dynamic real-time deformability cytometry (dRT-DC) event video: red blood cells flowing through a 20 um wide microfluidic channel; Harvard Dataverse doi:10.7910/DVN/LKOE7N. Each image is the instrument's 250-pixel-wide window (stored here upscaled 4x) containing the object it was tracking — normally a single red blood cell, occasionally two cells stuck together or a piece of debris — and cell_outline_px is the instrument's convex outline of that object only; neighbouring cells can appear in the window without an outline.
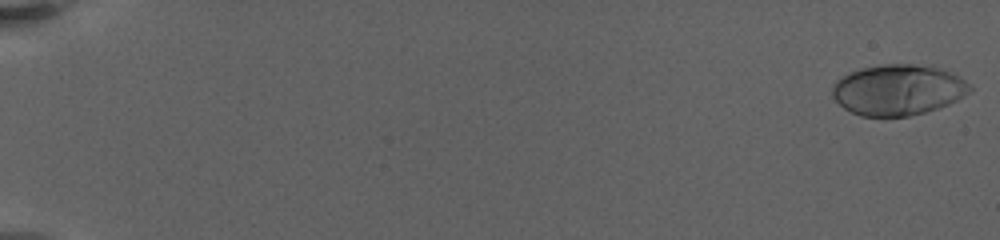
{"species": "human", "species_latin": "Homo sapiens", "temperature_condition": "warm", "stored_images_in_passage": 40, "camera_frame_rate_fps": 3000, "um_per_image_px": 0.085, "donor": {"sex": "female"}, "frame": {"image": 1, "passage_image": 1, "time_ms": 0.0, "image_size_px": [1000, 240], "cell_outline_px": [[972, 92], [948, 104], [924, 112], [908, 116], [860, 116], [844, 108], [832, 96], [832, 84], [836, 80], [848, 72], [864, 68], [884, 64], [912, 64], [936, 68], [948, 72], [972, 84]], "centroid_in_image_um": [76.31, 7.64], "position_along_channel_um": 8.7, "area_um2": 40.34}}
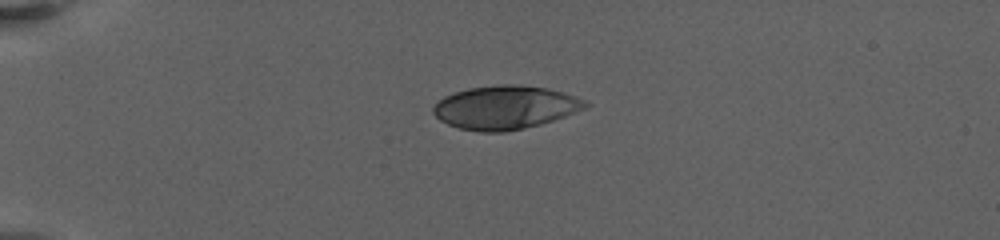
{"frame": {"image": 2, "passage_image": 30, "time_ms": 5.667, "image_size_px": [1000, 240], "cell_outline_px": [[588, 104], [584, 108], [564, 116], [540, 124], [524, 128], [504, 132], [480, 132], [460, 128], [448, 124], [440, 120], [432, 112], [432, 108], [444, 96], [468, 88], [500, 84], [520, 84], [548, 88], [564, 92], [588, 100]], "centroid_in_image_um": [42.95, 9.12], "position_along_channel_um": 42.1, "area_um2": 38.49}}